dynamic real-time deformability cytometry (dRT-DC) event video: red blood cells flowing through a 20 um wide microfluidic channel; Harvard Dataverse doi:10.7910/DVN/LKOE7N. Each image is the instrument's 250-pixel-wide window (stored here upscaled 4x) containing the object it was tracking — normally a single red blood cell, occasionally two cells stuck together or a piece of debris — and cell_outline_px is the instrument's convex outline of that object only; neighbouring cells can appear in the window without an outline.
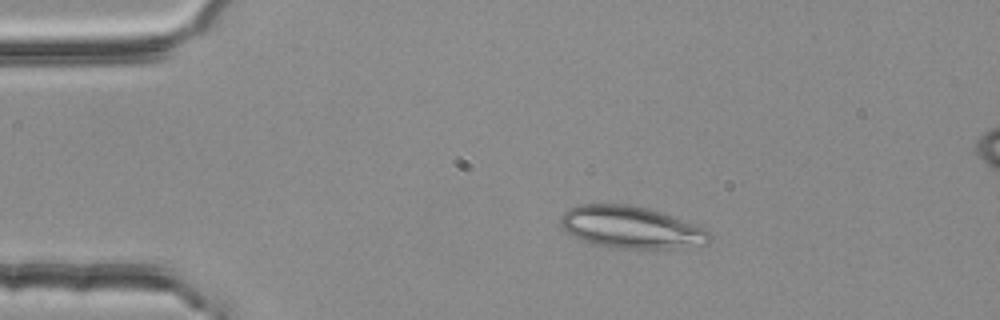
{"species": "common noctule bat (a hibernating species)", "species_latin": "Nyctalus noctula", "temperature_condition": "room temperature", "stored_images_in_passage": 3, "segment_of_instrument_passage": [1, 2], "camera_frame_rate_fps": 3000, "um_per_image_px": 0.085, "animal": {"sex": "female", "body_mass_g": 25.1}, "frame": {"image": 1, "passage_image": 1, "time_ms": 0.0, "image_size_px": [1000, 320], "cell_outline_px": [[712, 240], [708, 244], [672, 248], [608, 248], [588, 244], [572, 236], [560, 228], [560, 216], [568, 208], [580, 204], [628, 204], [648, 208], [660, 212], [704, 228], [712, 236]], "centroid_in_image_um": [53.56, 19.33], "position_along_channel_um": 31.4, "area_um2": 36.88}}